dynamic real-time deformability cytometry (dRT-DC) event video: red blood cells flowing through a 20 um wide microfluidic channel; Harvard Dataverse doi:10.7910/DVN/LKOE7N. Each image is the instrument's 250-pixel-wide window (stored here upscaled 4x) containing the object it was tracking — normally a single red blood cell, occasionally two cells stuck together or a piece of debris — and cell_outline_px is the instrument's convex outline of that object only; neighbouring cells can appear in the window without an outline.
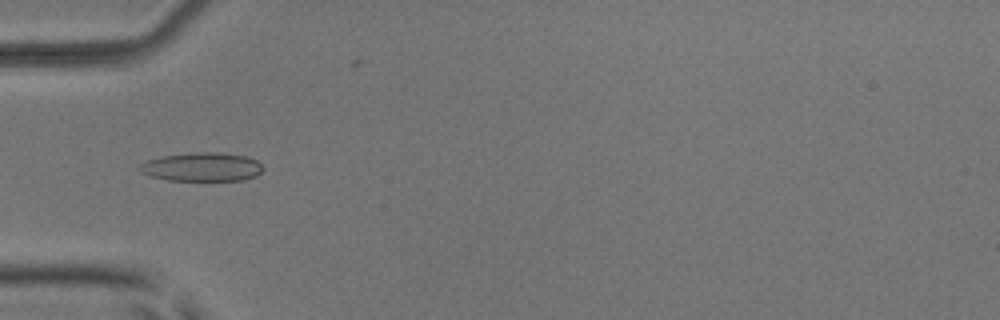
{"species": "common noctule bat (a hibernating species)", "species_latin": "Nyctalus noctula", "temperature_condition": "room temperature", "stored_images_in_passage": 41, "camera_frame_rate_fps": 3000, "um_per_image_px": 0.085, "animal": {"sex": "male", "body_mass_g": 17.9, "forearm_length_mm": 54.2}, "frame": {"image": 1, "passage_image": 6, "time_ms": 1.667, "image_size_px": [1000, 320], "cell_outline_px": [[264, 168], [256, 176], [244, 180], [168, 180], [152, 176], [140, 172], [136, 168], [140, 164], [148, 160], [160, 156], [192, 152], [216, 152], [244, 156], [256, 160]], "centroid_in_image_um": [17.13, 14.18], "position_along_channel_um": 67.9, "area_um2": 20.63}}
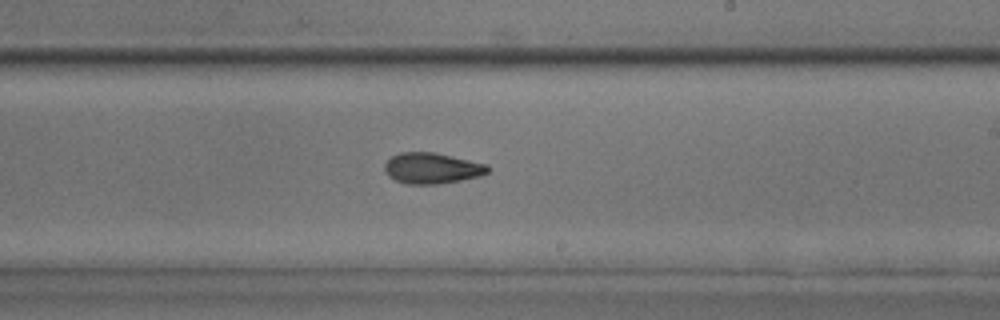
{"frame": {"image": 2, "passage_image": 20, "time_ms": 6.333, "image_size_px": [1000, 320], "cell_outline_px": [[488, 172], [480, 176], [460, 180], [436, 184], [408, 184], [396, 180], [388, 176], [384, 172], [384, 164], [392, 156], [400, 152], [436, 152], [488, 164]], "centroid_in_image_um": [36.7, 14.29], "position_along_channel_um": 252.3, "area_um2": 18.61}}
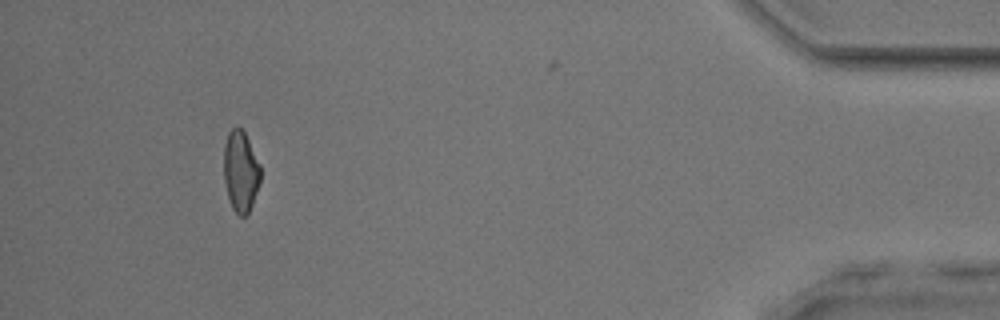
{"frame": {"image": 3, "passage_image": 37, "time_ms": 12.0, "image_size_px": [1000, 320], "cell_outline_px": [[260, 180], [252, 204], [248, 212], [244, 216], [240, 216], [232, 208], [228, 196], [224, 180], [224, 144], [228, 132], [232, 128], [240, 128], [244, 132], [260, 164]], "centroid_in_image_um": [20.44, 14.55], "position_along_channel_um": 414.8, "area_um2": 17.05}, "authors_computed_cell_mechanics": {"area_um2": 18.2648, "velocity_mm_per_s": 3.9781, "shape_relaxation_time_tau1_ms": 3.3254, "shape_relaxation_time_tau2_ms": 3.9547, "deformation_change_tau1": 0.1406, "deformation_change_tau2": 0.1166}}